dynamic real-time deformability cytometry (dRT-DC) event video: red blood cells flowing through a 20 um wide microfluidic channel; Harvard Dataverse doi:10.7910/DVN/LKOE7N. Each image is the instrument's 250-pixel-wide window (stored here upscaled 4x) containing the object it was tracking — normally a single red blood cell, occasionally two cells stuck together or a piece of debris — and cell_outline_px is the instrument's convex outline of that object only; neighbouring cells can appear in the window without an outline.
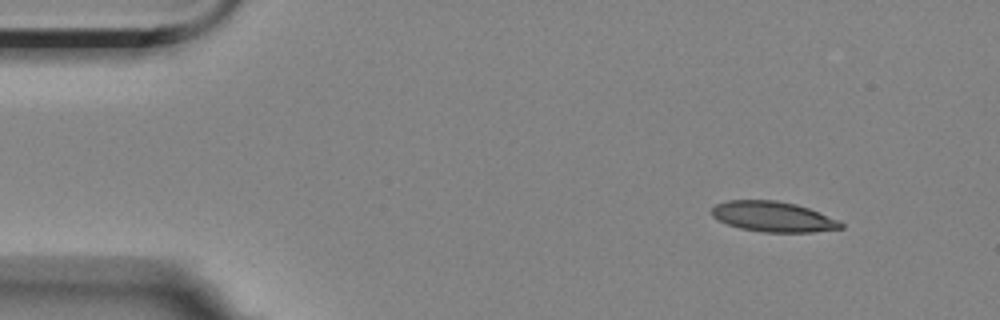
{"species": "Egyptian fruit bat (a non-hibernating species)", "species_latin": "Rousettus aegyptiacus", "temperature_condition": "room temperature", "stored_images_in_passage": 5, "camera_frame_rate_fps": 3000, "um_per_image_px": 0.085, "animal": {"sex": "female"}, "frame": {"image": 1, "passage_image": 1, "time_ms": 0.0, "image_size_px": [1000, 320], "cell_outline_px": [[844, 228], [812, 232], [764, 232], [740, 228], [728, 224], [712, 216], [712, 208], [716, 204], [728, 200], [776, 200], [796, 204], [808, 208], [840, 220], [844, 224]], "centroid_in_image_um": [65.75, 18.41], "position_along_channel_um": 19.3, "area_um2": 22.77}}
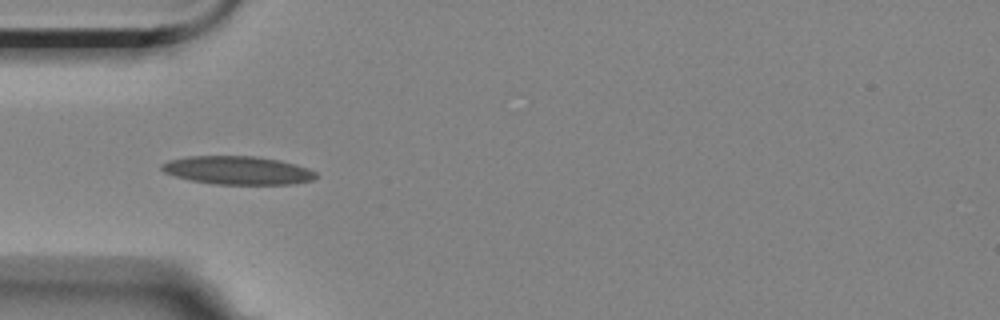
{"frame": {"image": 2, "passage_image": 4, "time_ms": 3.667, "image_size_px": [1000, 320], "cell_outline_px": [[316, 176], [312, 180], [288, 184], [212, 184], [192, 180], [176, 176], [164, 172], [160, 168], [160, 164], [168, 160], [188, 156], [256, 156], [280, 160], [296, 164], [308, 168], [316, 172]], "centroid_in_image_um": [20.18, 14.47], "position_along_channel_um": 64.8, "area_um2": 25.43}}
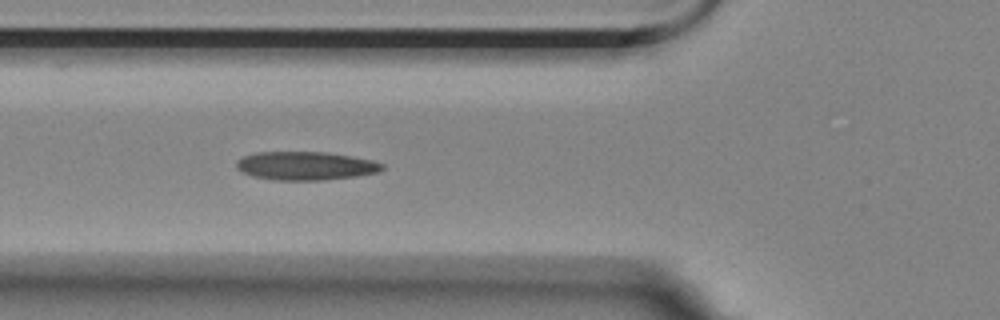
{"frame": {"image": 3, "passage_image": 5, "time_ms": 4.667, "image_size_px": [1000, 320], "cell_outline_px": [[384, 168], [380, 172], [356, 176], [324, 180], [276, 180], [252, 176], [236, 168], [236, 160], [244, 156], [256, 152], [328, 152], [352, 156], [372, 160], [384, 164]], "centroid_in_image_um": [26.0, 14.09], "position_along_channel_um": 99.8, "area_um2": 24.28}}